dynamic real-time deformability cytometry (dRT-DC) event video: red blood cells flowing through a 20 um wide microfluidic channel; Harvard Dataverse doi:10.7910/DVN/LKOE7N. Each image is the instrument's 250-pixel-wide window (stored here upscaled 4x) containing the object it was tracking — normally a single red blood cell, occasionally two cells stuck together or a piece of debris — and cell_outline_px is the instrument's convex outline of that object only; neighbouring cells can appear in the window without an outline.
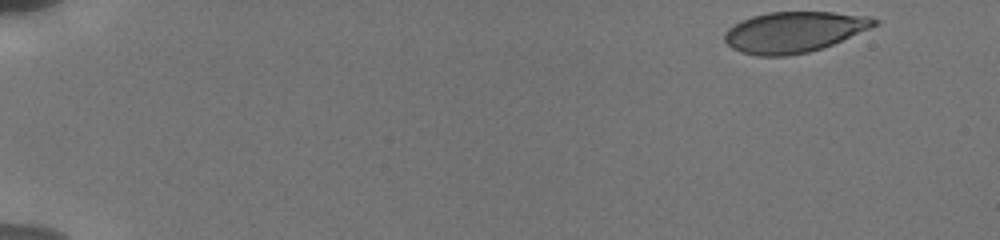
{"species": "human", "species_latin": "Homo sapiens", "temperature_condition": "cold", "stored_images_in_passage": 102, "camera_frame_rate_fps": 3000, "um_per_image_px": 0.085, "donor": {"sex": "male"}, "frame": {"image": 1, "passage_image": 1, "time_ms": 0.0, "image_size_px": [1000, 240], "cell_outline_px": [[880, 24], [832, 44], [808, 52], [788, 56], [756, 56], [740, 52], [732, 48], [724, 40], [724, 32], [732, 24], [740, 20], [752, 16], [768, 12], [832, 12], [868, 16], [880, 20]], "centroid_in_image_um": [67.46, 2.72], "position_along_channel_um": 17.5, "area_um2": 35.72}}
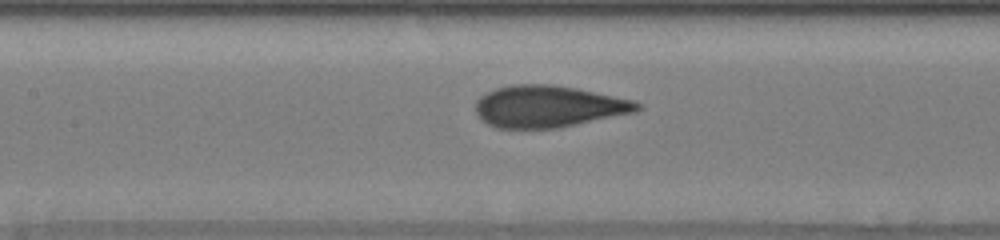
{"frame": {"image": 2, "passage_image": 43, "time_ms": 7.667, "image_size_px": [1000, 240], "cell_outline_px": [[640, 108], [636, 112], [556, 128], [496, 128], [480, 120], [476, 112], [476, 100], [484, 92], [496, 88], [512, 84], [552, 84], [576, 88], [632, 100], [640, 104]], "centroid_in_image_um": [46.55, 9.04], "position_along_channel_um": 160.9, "area_um2": 39.3}}
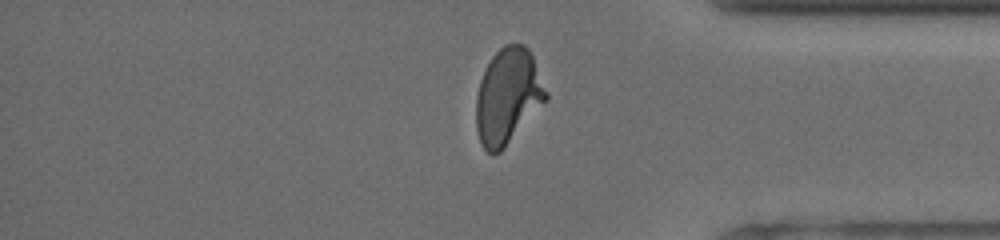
{"frame": {"image": 3, "passage_image": 84, "time_ms": 14.0, "image_size_px": [1000, 240], "cell_outline_px": [[548, 100], [504, 148], [500, 152], [492, 156], [480, 144], [476, 128], [476, 96], [480, 80], [492, 56], [504, 44], [524, 44], [528, 48], [532, 56], [548, 92]], "centroid_in_image_um": [43.17, 8.21], "position_along_channel_um": 392.0, "area_um2": 39.07}, "authors_computed_cell_mechanics": {"area_um2": 38.4659, "velocity_mm_per_s": 3.8264, "shape_relaxation_time_tau1_ms": 4.6479, "shape_relaxation_time_tau2_ms": null, "deformation_change_tau1": 0.1929, "deformation_change_tau2": null}}